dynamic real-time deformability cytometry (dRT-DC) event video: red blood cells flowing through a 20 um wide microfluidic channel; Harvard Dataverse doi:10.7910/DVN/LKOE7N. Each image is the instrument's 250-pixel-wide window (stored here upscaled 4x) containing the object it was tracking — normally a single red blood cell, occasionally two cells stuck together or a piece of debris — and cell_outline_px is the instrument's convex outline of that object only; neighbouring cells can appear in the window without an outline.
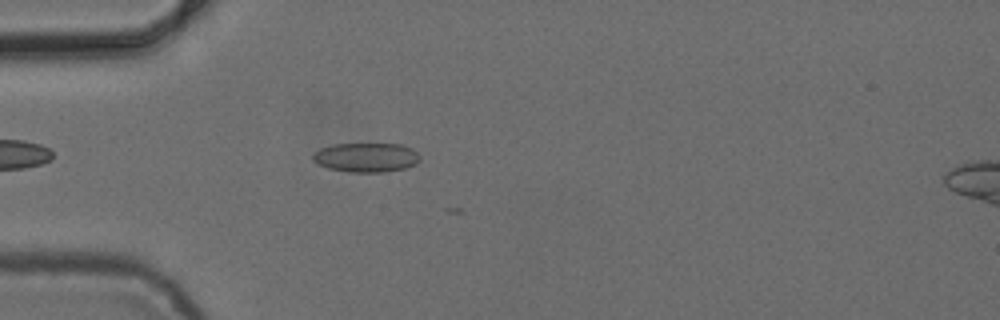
{"species": "common noctule bat (a hibernating species)", "species_latin": "Nyctalus noctula", "temperature_condition": "cold", "stored_images_in_passage": 4, "camera_frame_rate_fps": 3000, "um_per_image_px": 0.085, "animal": {"sex": "female", "body_mass_g": 24.6, "forearm_length_mm": 56.2}, "frame": {"image": 1, "passage_image": 2, "time_ms": 0.333, "image_size_px": [1000, 320], "cell_outline_px": [[420, 160], [416, 164], [404, 168], [388, 172], [348, 172], [328, 168], [312, 160], [312, 156], [320, 148], [332, 144], [400, 144], [412, 148], [420, 156]], "centroid_in_image_um": [31.14, 13.38], "position_along_channel_um": 53.9, "area_um2": 18.32}}